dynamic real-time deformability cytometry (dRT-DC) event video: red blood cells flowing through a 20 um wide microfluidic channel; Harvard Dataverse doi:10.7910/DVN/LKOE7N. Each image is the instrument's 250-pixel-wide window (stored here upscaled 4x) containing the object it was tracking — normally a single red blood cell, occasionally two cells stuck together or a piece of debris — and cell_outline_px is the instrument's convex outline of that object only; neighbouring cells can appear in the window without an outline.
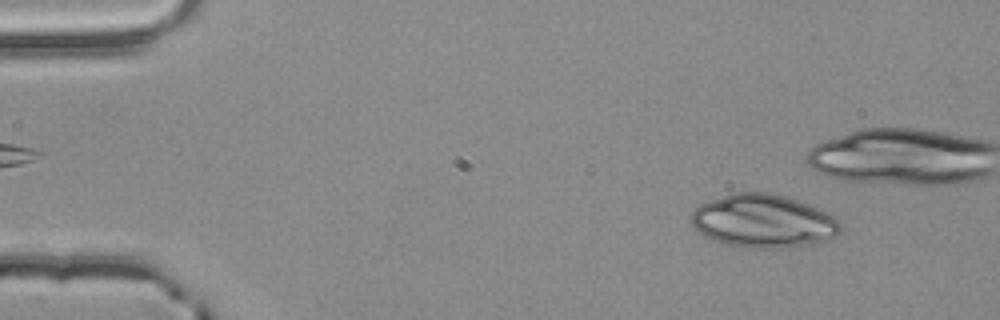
{"species": "common noctule bat (a hibernating species)", "species_latin": "Nyctalus noctula", "temperature_condition": "room temperature", "stored_images_in_passage": 43, "camera_frame_rate_fps": 3000, "um_per_image_px": 0.085, "animal": {"sex": "male", "body_mass_g": 20.4}, "frame": {"image": 1, "passage_image": 6, "time_ms": 1.667, "image_size_px": [1000, 320], "cell_outline_px": [[840, 232], [836, 236], [824, 240], [776, 248], [760, 248], [724, 244], [704, 236], [692, 224], [692, 212], [700, 204], [708, 200], [732, 192], [768, 192], [784, 196], [808, 204], [836, 216], [840, 224]], "centroid_in_image_um": [64.85, 18.76], "position_along_channel_um": 20.1, "area_um2": 45.72}}
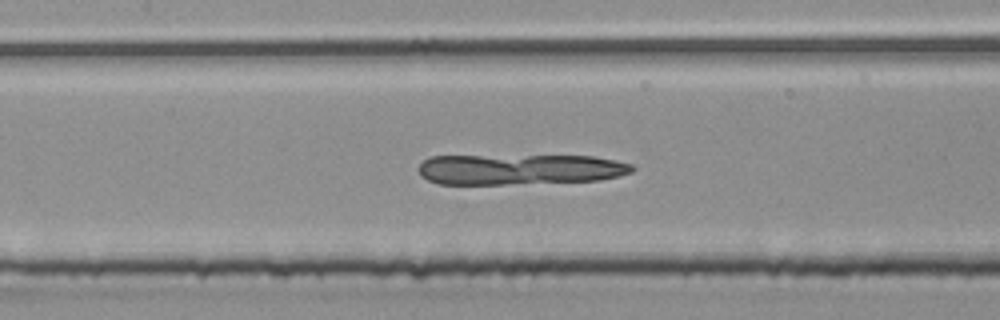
{"frame": {"image": 2, "passage_image": 25, "time_ms": 8.0, "image_size_px": [1000, 320], "cell_outline_px": [[636, 168], [632, 172], [620, 176], [600, 180], [504, 184], [440, 184], [428, 180], [420, 176], [416, 168], [424, 160], [432, 156], [592, 156], [616, 160], [632, 164]], "centroid_in_image_um": [44.17, 14.39], "position_along_channel_um": 163.2, "area_um2": 38.21}}
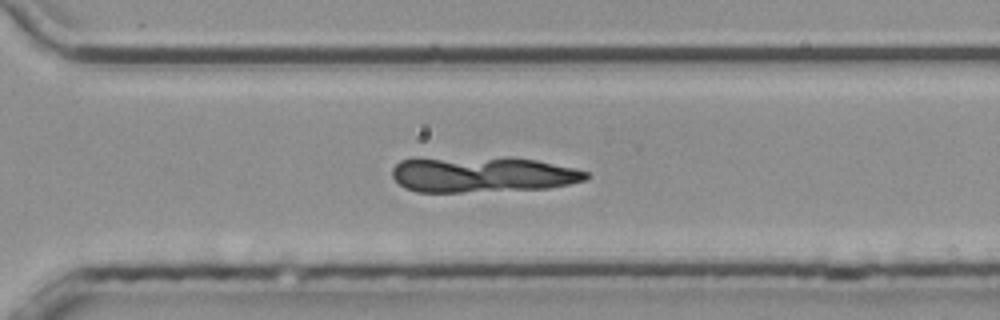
{"frame": {"image": 3, "passage_image": 38, "time_ms": 12.333, "image_size_px": [1000, 320], "cell_outline_px": [[588, 180], [548, 188], [464, 192], [416, 192], [404, 188], [392, 176], [392, 168], [400, 160], [416, 156], [512, 156], [536, 160], [572, 168], [588, 172]], "centroid_in_image_um": [40.91, 14.78], "position_along_channel_um": 329.7, "area_um2": 41.67}}